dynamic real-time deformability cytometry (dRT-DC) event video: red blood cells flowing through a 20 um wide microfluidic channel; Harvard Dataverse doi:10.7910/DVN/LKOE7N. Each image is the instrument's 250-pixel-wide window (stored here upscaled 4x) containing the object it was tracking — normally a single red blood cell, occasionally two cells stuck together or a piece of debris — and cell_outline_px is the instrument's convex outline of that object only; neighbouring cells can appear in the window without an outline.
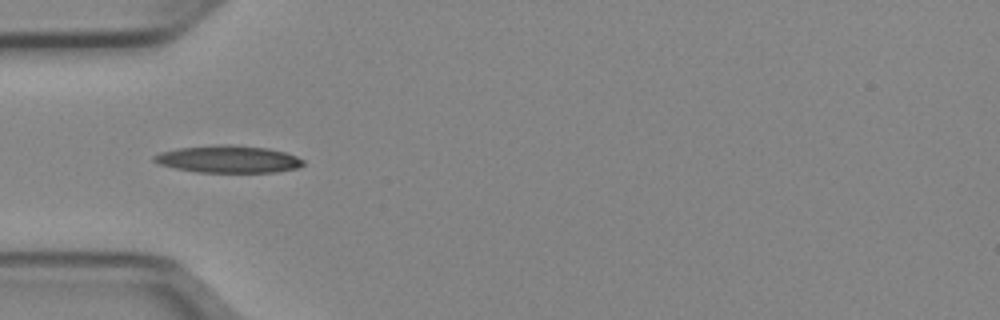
{"species": "Egyptian fruit bat (a non-hibernating species)", "species_latin": "Rousettus aegyptiacus", "temperature_condition": "cold", "stored_images_in_passage": 39, "camera_frame_rate_fps": 3000, "um_per_image_px": 0.085, "animal": {"sex": "female"}, "frame": {"image": 1, "passage_image": 6, "time_ms": 1.667, "image_size_px": [1000, 320], "cell_outline_px": [[304, 164], [296, 168], [276, 172], [196, 172], [176, 168], [160, 164], [152, 160], [152, 156], [160, 152], [176, 148], [216, 144], [232, 144], [268, 148], [284, 152], [296, 156], [304, 160]], "centroid_in_image_um": [19.38, 13.51], "position_along_channel_um": 65.6, "area_um2": 23.81}}
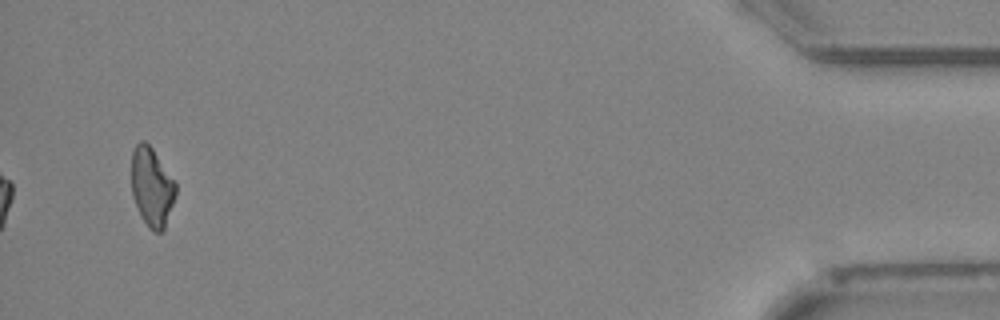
{"frame": {"image": 2, "passage_image": 39, "time_ms": 12.667, "image_size_px": [1000, 320], "cell_outline_px": [[176, 196], [164, 228], [160, 232], [152, 232], [148, 228], [140, 216], [132, 196], [132, 152], [136, 144], [140, 140], [144, 140], [152, 148], [176, 180]], "centroid_in_image_um": [12.91, 15.89], "position_along_channel_um": 422.3, "area_um2": 20.63}, "authors_computed_cell_mechanics": {"area_um2": 21.7906, "velocity_mm_per_s": 3.9803, "shape_relaxation_time_tau1_ms": null, "shape_relaxation_time_tau2_ms": 10.3141, "deformation_change_tau1": null, "deformation_change_tau2": 0.2702}}